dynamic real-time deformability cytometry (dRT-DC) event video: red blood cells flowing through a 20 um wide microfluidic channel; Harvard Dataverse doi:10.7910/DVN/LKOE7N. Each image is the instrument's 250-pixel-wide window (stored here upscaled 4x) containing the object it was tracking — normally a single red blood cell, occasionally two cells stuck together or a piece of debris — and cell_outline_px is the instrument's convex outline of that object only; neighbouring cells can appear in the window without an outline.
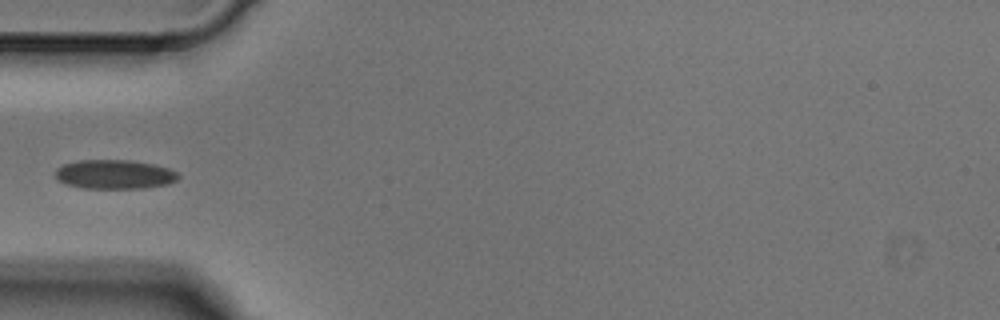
{"species": "Egyptian fruit bat (a non-hibernating species)", "species_latin": "Rousettus aegyptiacus", "temperature_condition": "cold", "stored_images_in_passage": 3, "camera_frame_rate_fps": 3000, "um_per_image_px": 0.085, "animal": {"sex": "male"}, "frame": {"image": 1, "passage_image": 3, "time_ms": 0.667, "image_size_px": [1000, 320], "cell_outline_px": [[180, 176], [176, 180], [168, 184], [144, 188], [80, 188], [64, 184], [56, 176], [56, 168], [64, 164], [76, 160], [132, 160], [152, 164], [168, 168], [176, 172]], "centroid_in_image_um": [9.72, 14.82], "position_along_channel_um": 75.3, "area_um2": 20.92}}